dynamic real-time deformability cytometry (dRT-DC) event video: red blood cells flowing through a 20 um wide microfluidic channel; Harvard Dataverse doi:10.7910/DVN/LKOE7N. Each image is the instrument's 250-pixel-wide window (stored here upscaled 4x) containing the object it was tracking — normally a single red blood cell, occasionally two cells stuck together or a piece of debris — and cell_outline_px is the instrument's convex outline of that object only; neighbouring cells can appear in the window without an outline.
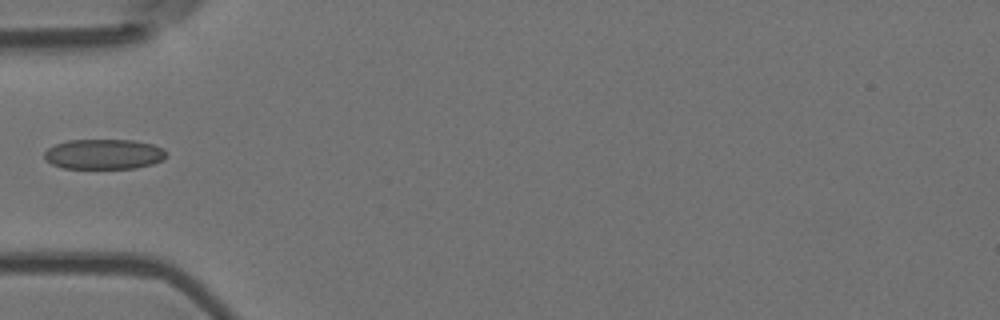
{"species": "Egyptian fruit bat (a non-hibernating species)", "species_latin": "Rousettus aegyptiacus", "temperature_condition": "room temperature", "stored_images_in_passage": 2, "camera_frame_rate_fps": 3000, "um_per_image_px": 0.085, "animal": {"sex": "female"}, "frame": {"image": 1, "passage_image": 1, "time_ms": 0.0, "image_size_px": [1000, 320], "cell_outline_px": [[168, 156], [164, 160], [152, 164], [136, 168], [64, 168], [52, 164], [44, 160], [44, 152], [48, 148], [56, 144], [68, 140], [136, 140], [152, 144], [164, 148]], "centroid_in_image_um": [8.86, 13.1], "position_along_channel_um": 76.1, "area_um2": 21.62}}
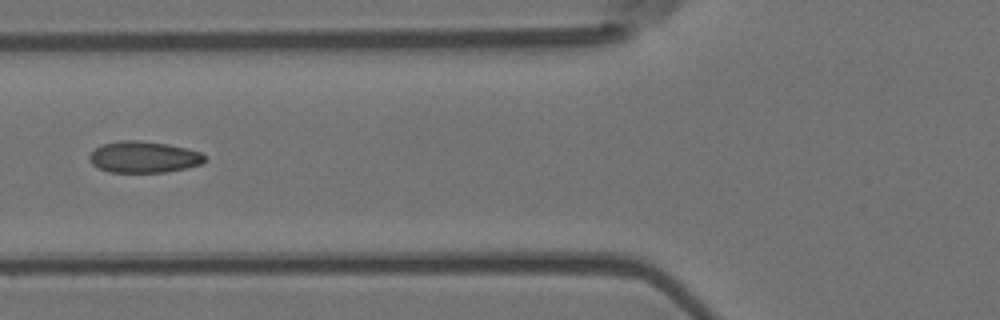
{"frame": {"image": 2, "passage_image": 2, "time_ms": 0.333, "image_size_px": [1000, 320], "cell_outline_px": [[208, 156], [200, 164], [168, 172], [108, 172], [92, 164], [88, 160], [88, 156], [96, 148], [104, 144], [120, 140], [136, 140], [168, 144], [188, 148], [200, 152]], "centroid_in_image_um": [12.22, 13.34], "position_along_channel_um": 113.6, "area_um2": 21.1}}